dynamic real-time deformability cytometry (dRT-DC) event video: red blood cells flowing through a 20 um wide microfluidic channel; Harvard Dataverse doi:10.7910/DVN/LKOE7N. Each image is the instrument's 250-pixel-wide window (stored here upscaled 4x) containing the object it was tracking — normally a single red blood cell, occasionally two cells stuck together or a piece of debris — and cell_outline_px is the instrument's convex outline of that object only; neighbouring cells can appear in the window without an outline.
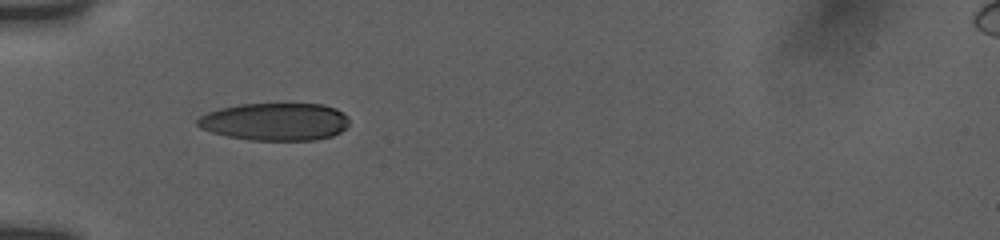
{"species": "human", "species_latin": "Homo sapiens", "temperature_condition": "room temperature", "stored_images_in_passage": 23, "camera_frame_rate_fps": 3000, "um_per_image_px": 0.085, "donor": {"sex": "female"}, "frame": {"image": 1, "passage_image": 1, "time_ms": 0.0, "image_size_px": [1000, 240], "cell_outline_px": [[348, 124], [340, 132], [332, 136], [316, 140], [252, 140], [228, 136], [212, 132], [200, 128], [196, 124], [196, 120], [200, 116], [208, 112], [220, 108], [240, 104], [324, 104], [336, 108], [348, 116]], "centroid_in_image_um": [23.39, 10.34], "position_along_channel_um": 61.6, "area_um2": 33.29}}
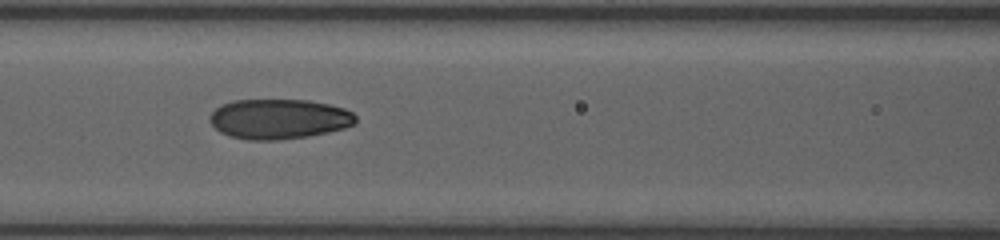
{"frame": {"image": 2, "passage_image": 16, "time_ms": 2.333, "image_size_px": [1000, 240], "cell_outline_px": [[356, 124], [344, 128], [328, 132], [308, 136], [276, 140], [248, 140], [232, 136], [220, 132], [208, 120], [208, 116], [220, 104], [232, 100], [308, 100], [328, 104], [344, 108], [352, 112], [356, 116]], "centroid_in_image_um": [23.7, 10.11], "position_along_channel_um": 142.9, "area_um2": 34.1}}
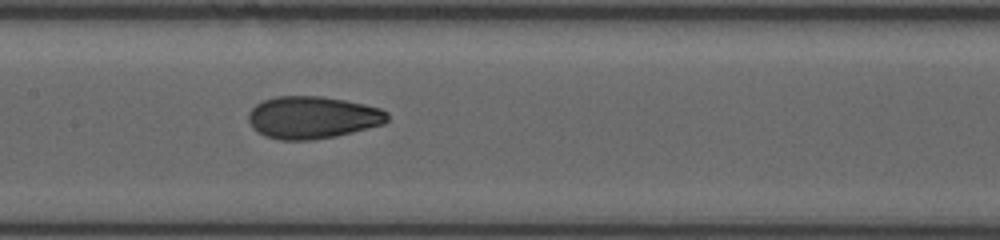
{"frame": {"image": 3, "passage_image": 22, "time_ms": 3.333, "image_size_px": [1000, 240], "cell_outline_px": [[388, 120], [384, 124], [336, 136], [312, 140], [280, 140], [264, 136], [252, 128], [248, 120], [248, 112], [256, 104], [264, 100], [276, 96], [320, 96], [344, 100], [364, 104], [380, 108], [388, 112]], "centroid_in_image_um": [26.55, 9.99], "position_along_channel_um": 180.9, "area_um2": 34.39}}